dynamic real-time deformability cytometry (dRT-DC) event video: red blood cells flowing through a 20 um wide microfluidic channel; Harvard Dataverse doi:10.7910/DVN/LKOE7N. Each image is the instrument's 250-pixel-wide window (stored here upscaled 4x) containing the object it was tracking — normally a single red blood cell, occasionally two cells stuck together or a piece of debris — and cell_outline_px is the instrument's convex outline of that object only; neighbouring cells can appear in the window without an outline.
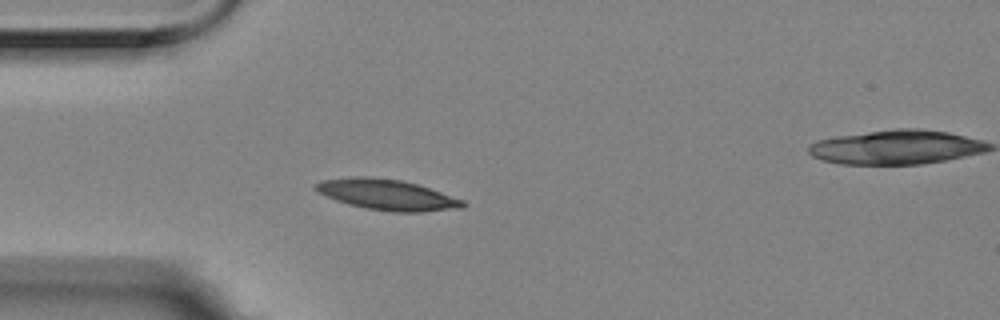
{"species": "Egyptian fruit bat (a non-hibernating species)", "species_latin": "Rousettus aegyptiacus", "temperature_condition": "room temperature", "stored_images_in_passage": 4, "segment_of_instrument_passage": [1, 2], "camera_frame_rate_fps": 3000, "um_per_image_px": 0.085, "animal": {"sex": "female"}, "frame": {"image": 1, "passage_image": 3, "time_ms": 0.667, "image_size_px": [1000, 320], "cell_outline_px": [[468, 204], [464, 208], [424, 212], [392, 212], [364, 208], [348, 204], [336, 200], [316, 192], [312, 188], [312, 184], [320, 180], [356, 176], [364, 176], [400, 180], [416, 184], [464, 200]], "centroid_in_image_um": [32.86, 16.56], "position_along_channel_um": 52.1, "area_um2": 26.53}}